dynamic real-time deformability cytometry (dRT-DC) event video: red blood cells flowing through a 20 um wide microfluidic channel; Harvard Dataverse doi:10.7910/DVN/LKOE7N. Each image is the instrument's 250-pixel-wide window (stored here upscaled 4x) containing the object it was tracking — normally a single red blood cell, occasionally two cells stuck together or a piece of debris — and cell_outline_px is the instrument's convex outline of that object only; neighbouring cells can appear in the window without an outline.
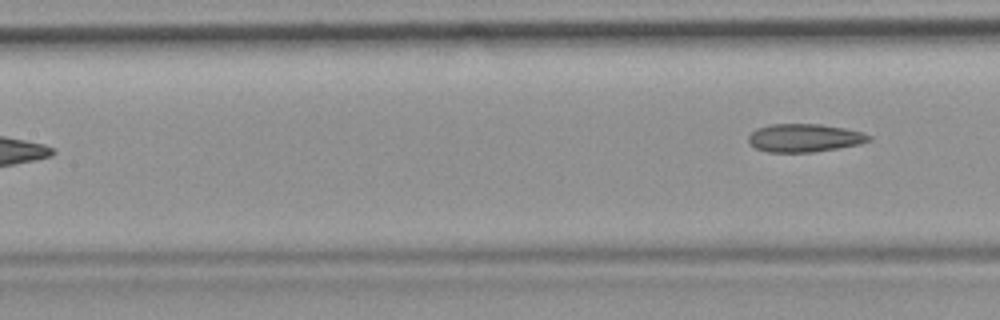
{"species": "common noctule bat (a hibernating species)", "species_latin": "Nyctalus noctula", "temperature_condition": "room temperature", "stored_images_in_passage": 7, "camera_frame_rate_fps": 3000, "um_per_image_px": 0.085, "animal": {"sex": "female", "body_mass_g": 19.9}, "frame": {"image": 1, "passage_image": 7, "time_ms": 8.0, "image_size_px": [1000, 320], "cell_outline_px": [[872, 140], [860, 144], [812, 152], [768, 152], [756, 148], [748, 140], [748, 136], [756, 128], [772, 124], [820, 124], [844, 128], [860, 132], [872, 136]], "centroid_in_image_um": [68.37, 11.72], "position_along_channel_um": 139.0, "area_um2": 19.59}}